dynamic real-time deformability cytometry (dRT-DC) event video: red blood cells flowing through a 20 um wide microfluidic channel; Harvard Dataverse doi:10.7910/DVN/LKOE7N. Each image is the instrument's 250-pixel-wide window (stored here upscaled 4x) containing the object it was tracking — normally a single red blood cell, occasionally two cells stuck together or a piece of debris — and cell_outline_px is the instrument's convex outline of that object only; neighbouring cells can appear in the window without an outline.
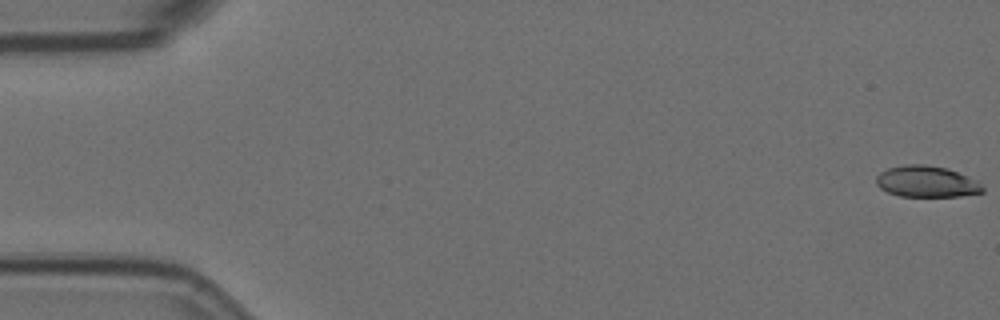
{"species": "Egyptian fruit bat (a non-hibernating species)", "species_latin": "Rousettus aegyptiacus", "temperature_condition": "room temperature", "stored_images_in_passage": 57, "camera_frame_rate_fps": 3000, "um_per_image_px": 0.085, "animal": {"sex": "female"}, "frame": {"image": 1, "passage_image": 1, "time_ms": 0.0, "image_size_px": [1000, 320], "cell_outline_px": [[984, 192], [960, 196], [900, 196], [888, 192], [880, 188], [876, 184], [876, 176], [880, 172], [888, 168], [904, 164], [924, 164], [948, 168], [968, 176], [976, 180], [984, 188]], "centroid_in_image_um": [78.75, 15.42], "position_along_channel_um": 6.2, "area_um2": 19.48}}
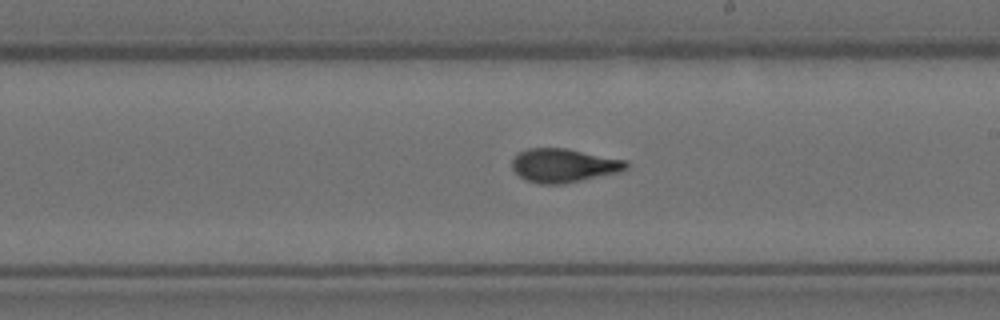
{"frame": {"image": 2, "passage_image": 33, "time_ms": 10.667, "image_size_px": [1000, 320], "cell_outline_px": [[628, 168], [616, 172], [564, 184], [540, 184], [524, 180], [512, 168], [512, 160], [520, 152], [528, 148], [568, 148], [628, 160]], "centroid_in_image_um": [47.92, 14.05], "position_along_channel_um": 241.1, "area_um2": 22.43}}
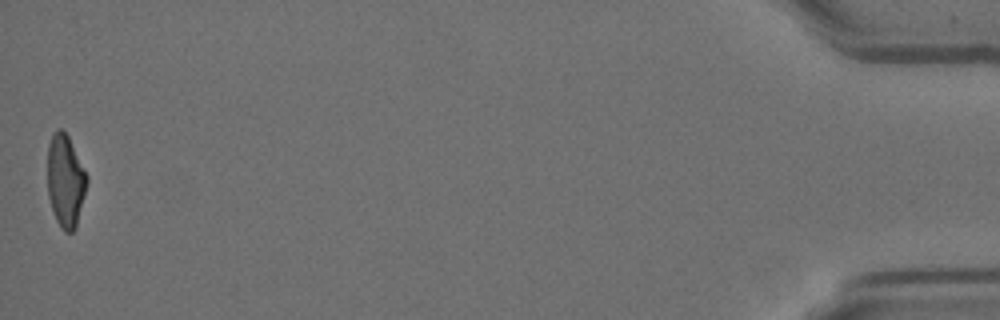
{"frame": {"image": 3, "passage_image": 57, "time_ms": 18.667, "image_size_px": [1000, 320], "cell_outline_px": [[88, 180], [76, 228], [72, 232], [64, 232], [60, 228], [56, 220], [48, 196], [48, 144], [52, 132], [56, 128], [60, 128], [68, 136], [88, 176]], "centroid_in_image_um": [5.56, 15.37], "position_along_channel_um": 429.6, "area_um2": 21.27}, "authors_computed_cell_mechanics": {"area_um2": 21.675, "velocity_mm_per_s": 3.5928, "shape_relaxation_time_tau1_ms": 8.9123, "shape_relaxation_time_tau2_ms": 1.4364, "deformation_change_tau1": 0.2431, "deformation_change_tau2": 0.0829}}